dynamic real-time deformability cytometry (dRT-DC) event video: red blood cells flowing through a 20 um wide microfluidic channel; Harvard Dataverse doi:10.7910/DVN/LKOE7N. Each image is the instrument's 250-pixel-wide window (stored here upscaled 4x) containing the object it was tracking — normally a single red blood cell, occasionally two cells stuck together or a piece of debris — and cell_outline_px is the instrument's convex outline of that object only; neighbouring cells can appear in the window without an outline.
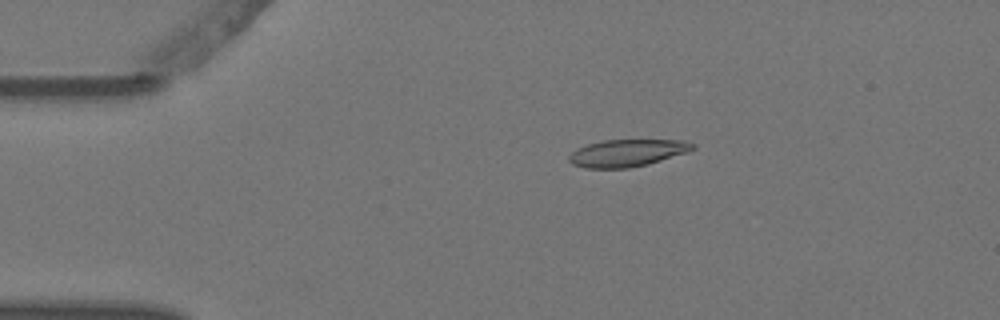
{"species": "Egyptian fruit bat (a non-hibernating species)", "species_latin": "Rousettus aegyptiacus", "temperature_condition": "warm", "stored_images_in_passage": 5, "camera_frame_rate_fps": 3000, "um_per_image_px": 0.085, "animal": {"sex": "female"}, "frame": {"image": 1, "passage_image": 3, "time_ms": 0.667, "image_size_px": [1000, 320], "cell_outline_px": [[696, 148], [688, 152], [648, 164], [628, 168], [584, 168], [572, 164], [568, 160], [568, 156], [576, 148], [588, 144], [604, 140], [684, 140], [696, 144]], "centroid_in_image_um": [53.32, 13.0], "position_along_channel_um": 31.7, "area_um2": 19.71}}
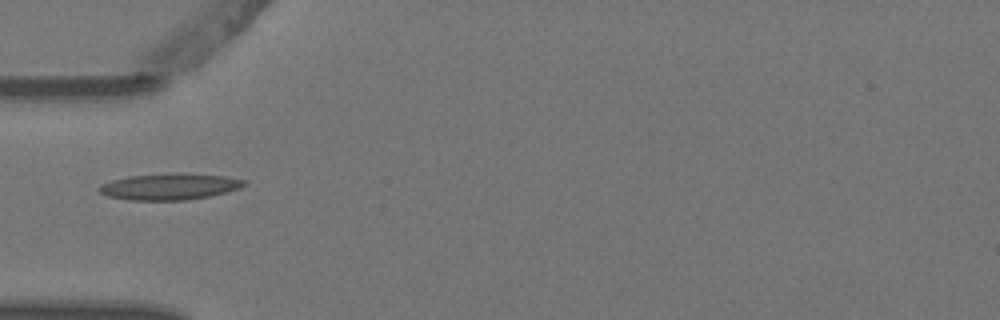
{"frame": {"image": 2, "passage_image": 5, "time_ms": 1.333, "image_size_px": [1000, 320], "cell_outline_px": [[248, 184], [240, 188], [208, 196], [184, 200], [128, 200], [108, 196], [100, 192], [96, 188], [100, 184], [112, 180], [128, 176], [180, 172], [188, 172], [228, 176], [244, 180]], "centroid_in_image_um": [14.42, 15.84], "position_along_channel_um": 70.6, "area_um2": 22.54}}